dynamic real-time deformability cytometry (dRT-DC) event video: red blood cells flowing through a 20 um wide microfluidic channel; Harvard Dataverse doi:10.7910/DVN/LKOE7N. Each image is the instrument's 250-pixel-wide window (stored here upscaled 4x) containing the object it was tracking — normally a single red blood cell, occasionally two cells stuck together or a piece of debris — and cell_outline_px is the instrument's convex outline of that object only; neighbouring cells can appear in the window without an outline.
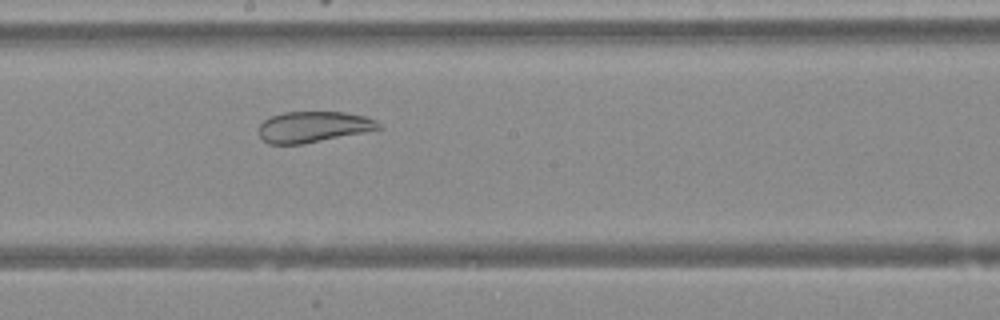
{"species": "Egyptian fruit bat (a non-hibernating species)", "species_latin": "Rousettus aegyptiacus", "temperature_condition": "warm", "stored_images_in_passage": 38, "camera_frame_rate_fps": 3000, "um_per_image_px": 0.085, "animal": {"sex": "female"}, "frame": {"image": 1, "passage_image": 17, "time_ms": 5.333, "image_size_px": [1000, 320], "cell_outline_px": [[380, 128], [304, 144], [268, 144], [260, 136], [260, 124], [264, 120], [272, 116], [284, 112], [344, 112], [364, 116], [376, 120], [380, 124]], "centroid_in_image_um": [26.6, 10.78], "position_along_channel_um": 221.6, "area_um2": 21.21}}
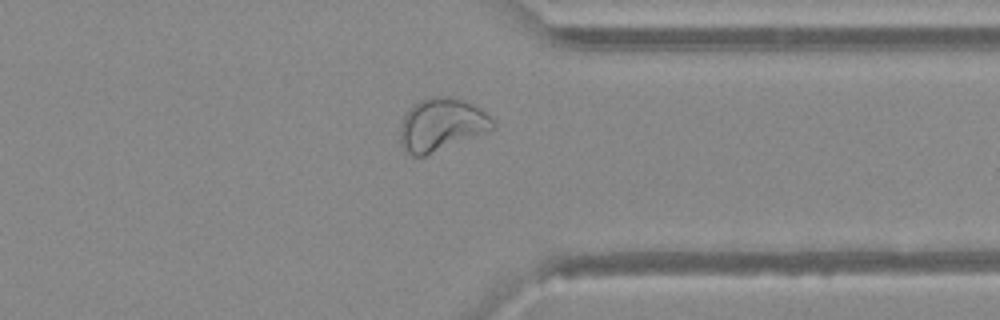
{"frame": {"image": 2, "passage_image": 28, "time_ms": 9.0, "image_size_px": [1000, 320], "cell_outline_px": [[496, 128], [488, 132], [424, 156], [412, 156], [404, 152], [400, 144], [400, 124], [404, 116], [412, 104], [420, 100], [432, 96], [448, 96], [464, 100], [480, 108], [496, 124]], "centroid_in_image_um": [37.5, 10.6], "position_along_channel_um": 373.9, "area_um2": 28.73}}
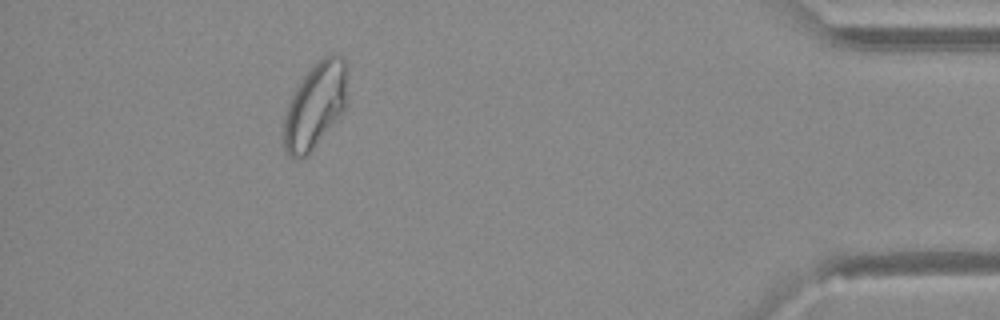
{"frame": {"image": 3, "passage_image": 34, "time_ms": 11.0, "image_size_px": [1000, 320], "cell_outline_px": [[348, 100], [344, 108], [308, 156], [300, 160], [292, 160], [288, 156], [280, 140], [284, 116], [288, 104], [300, 80], [324, 56], [332, 52], [336, 52], [344, 56], [348, 96]], "centroid_in_image_um": [26.75, 9.02], "position_along_channel_um": 408.4, "area_um2": 32.25}}